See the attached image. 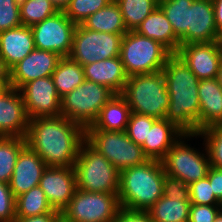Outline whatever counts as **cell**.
Instances as JSON below:
<instances>
[{
  "mask_svg": "<svg viewBox=\"0 0 222 222\" xmlns=\"http://www.w3.org/2000/svg\"><path fill=\"white\" fill-rule=\"evenodd\" d=\"M162 72L170 99L165 119L174 123L185 134H197L200 80L177 54H172L167 59Z\"/></svg>",
  "mask_w": 222,
  "mask_h": 222,
  "instance_id": "obj_2",
  "label": "cell"
},
{
  "mask_svg": "<svg viewBox=\"0 0 222 222\" xmlns=\"http://www.w3.org/2000/svg\"><path fill=\"white\" fill-rule=\"evenodd\" d=\"M61 216V213L54 211L52 213L41 214L37 216H30L25 218H16L14 222H56Z\"/></svg>",
  "mask_w": 222,
  "mask_h": 222,
  "instance_id": "obj_44",
  "label": "cell"
},
{
  "mask_svg": "<svg viewBox=\"0 0 222 222\" xmlns=\"http://www.w3.org/2000/svg\"><path fill=\"white\" fill-rule=\"evenodd\" d=\"M176 54L199 80L216 78L222 60V51L216 42L180 45Z\"/></svg>",
  "mask_w": 222,
  "mask_h": 222,
  "instance_id": "obj_16",
  "label": "cell"
},
{
  "mask_svg": "<svg viewBox=\"0 0 222 222\" xmlns=\"http://www.w3.org/2000/svg\"><path fill=\"white\" fill-rule=\"evenodd\" d=\"M22 25L15 0H0V32Z\"/></svg>",
  "mask_w": 222,
  "mask_h": 222,
  "instance_id": "obj_38",
  "label": "cell"
},
{
  "mask_svg": "<svg viewBox=\"0 0 222 222\" xmlns=\"http://www.w3.org/2000/svg\"><path fill=\"white\" fill-rule=\"evenodd\" d=\"M163 195L170 200L190 201L189 185L180 178L165 174Z\"/></svg>",
  "mask_w": 222,
  "mask_h": 222,
  "instance_id": "obj_39",
  "label": "cell"
},
{
  "mask_svg": "<svg viewBox=\"0 0 222 222\" xmlns=\"http://www.w3.org/2000/svg\"><path fill=\"white\" fill-rule=\"evenodd\" d=\"M74 169L77 189L119 193L120 171L86 140L81 144Z\"/></svg>",
  "mask_w": 222,
  "mask_h": 222,
  "instance_id": "obj_5",
  "label": "cell"
},
{
  "mask_svg": "<svg viewBox=\"0 0 222 222\" xmlns=\"http://www.w3.org/2000/svg\"><path fill=\"white\" fill-rule=\"evenodd\" d=\"M121 95L131 112L165 118L170 99L162 71L128 76Z\"/></svg>",
  "mask_w": 222,
  "mask_h": 222,
  "instance_id": "obj_4",
  "label": "cell"
},
{
  "mask_svg": "<svg viewBox=\"0 0 222 222\" xmlns=\"http://www.w3.org/2000/svg\"><path fill=\"white\" fill-rule=\"evenodd\" d=\"M190 201L170 200L164 195L147 211L153 222H189Z\"/></svg>",
  "mask_w": 222,
  "mask_h": 222,
  "instance_id": "obj_28",
  "label": "cell"
},
{
  "mask_svg": "<svg viewBox=\"0 0 222 222\" xmlns=\"http://www.w3.org/2000/svg\"><path fill=\"white\" fill-rule=\"evenodd\" d=\"M120 208L118 193L76 189L61 216L68 222H113Z\"/></svg>",
  "mask_w": 222,
  "mask_h": 222,
  "instance_id": "obj_9",
  "label": "cell"
},
{
  "mask_svg": "<svg viewBox=\"0 0 222 222\" xmlns=\"http://www.w3.org/2000/svg\"><path fill=\"white\" fill-rule=\"evenodd\" d=\"M34 49L31 27L20 25L0 32V57L10 69Z\"/></svg>",
  "mask_w": 222,
  "mask_h": 222,
  "instance_id": "obj_20",
  "label": "cell"
},
{
  "mask_svg": "<svg viewBox=\"0 0 222 222\" xmlns=\"http://www.w3.org/2000/svg\"><path fill=\"white\" fill-rule=\"evenodd\" d=\"M39 187L45 193L51 207L62 213L77 189L74 167L47 166Z\"/></svg>",
  "mask_w": 222,
  "mask_h": 222,
  "instance_id": "obj_14",
  "label": "cell"
},
{
  "mask_svg": "<svg viewBox=\"0 0 222 222\" xmlns=\"http://www.w3.org/2000/svg\"><path fill=\"white\" fill-rule=\"evenodd\" d=\"M199 131L222 120V87L216 78L201 79L198 85Z\"/></svg>",
  "mask_w": 222,
  "mask_h": 222,
  "instance_id": "obj_22",
  "label": "cell"
},
{
  "mask_svg": "<svg viewBox=\"0 0 222 222\" xmlns=\"http://www.w3.org/2000/svg\"><path fill=\"white\" fill-rule=\"evenodd\" d=\"M114 93L107 87L85 80L72 92L61 98V116L85 129L95 121L100 109Z\"/></svg>",
  "mask_w": 222,
  "mask_h": 222,
  "instance_id": "obj_7",
  "label": "cell"
},
{
  "mask_svg": "<svg viewBox=\"0 0 222 222\" xmlns=\"http://www.w3.org/2000/svg\"><path fill=\"white\" fill-rule=\"evenodd\" d=\"M123 36L124 34L97 32L79 24L73 34L69 57L82 66L118 57Z\"/></svg>",
  "mask_w": 222,
  "mask_h": 222,
  "instance_id": "obj_10",
  "label": "cell"
},
{
  "mask_svg": "<svg viewBox=\"0 0 222 222\" xmlns=\"http://www.w3.org/2000/svg\"><path fill=\"white\" fill-rule=\"evenodd\" d=\"M26 145L23 137L0 136V182L9 184L18 155Z\"/></svg>",
  "mask_w": 222,
  "mask_h": 222,
  "instance_id": "obj_31",
  "label": "cell"
},
{
  "mask_svg": "<svg viewBox=\"0 0 222 222\" xmlns=\"http://www.w3.org/2000/svg\"><path fill=\"white\" fill-rule=\"evenodd\" d=\"M193 1L194 0H159V7L165 13L179 40L187 33L189 9Z\"/></svg>",
  "mask_w": 222,
  "mask_h": 222,
  "instance_id": "obj_32",
  "label": "cell"
},
{
  "mask_svg": "<svg viewBox=\"0 0 222 222\" xmlns=\"http://www.w3.org/2000/svg\"><path fill=\"white\" fill-rule=\"evenodd\" d=\"M47 165L40 156L26 145L18 155L14 171L9 182L15 197L39 186L40 179Z\"/></svg>",
  "mask_w": 222,
  "mask_h": 222,
  "instance_id": "obj_19",
  "label": "cell"
},
{
  "mask_svg": "<svg viewBox=\"0 0 222 222\" xmlns=\"http://www.w3.org/2000/svg\"><path fill=\"white\" fill-rule=\"evenodd\" d=\"M185 133L167 119H157L141 147L148 159L162 160L171 146Z\"/></svg>",
  "mask_w": 222,
  "mask_h": 222,
  "instance_id": "obj_23",
  "label": "cell"
},
{
  "mask_svg": "<svg viewBox=\"0 0 222 222\" xmlns=\"http://www.w3.org/2000/svg\"><path fill=\"white\" fill-rule=\"evenodd\" d=\"M119 5L127 31H135L159 6V0H115Z\"/></svg>",
  "mask_w": 222,
  "mask_h": 222,
  "instance_id": "obj_30",
  "label": "cell"
},
{
  "mask_svg": "<svg viewBox=\"0 0 222 222\" xmlns=\"http://www.w3.org/2000/svg\"><path fill=\"white\" fill-rule=\"evenodd\" d=\"M135 32L160 42L172 54H176L180 48V40L159 6L145 18Z\"/></svg>",
  "mask_w": 222,
  "mask_h": 222,
  "instance_id": "obj_24",
  "label": "cell"
},
{
  "mask_svg": "<svg viewBox=\"0 0 222 222\" xmlns=\"http://www.w3.org/2000/svg\"><path fill=\"white\" fill-rule=\"evenodd\" d=\"M57 92L62 98L85 81L83 66L70 57H62L51 75Z\"/></svg>",
  "mask_w": 222,
  "mask_h": 222,
  "instance_id": "obj_27",
  "label": "cell"
},
{
  "mask_svg": "<svg viewBox=\"0 0 222 222\" xmlns=\"http://www.w3.org/2000/svg\"><path fill=\"white\" fill-rule=\"evenodd\" d=\"M218 205H190L189 222H214L219 213Z\"/></svg>",
  "mask_w": 222,
  "mask_h": 222,
  "instance_id": "obj_41",
  "label": "cell"
},
{
  "mask_svg": "<svg viewBox=\"0 0 222 222\" xmlns=\"http://www.w3.org/2000/svg\"><path fill=\"white\" fill-rule=\"evenodd\" d=\"M86 141L120 172L149 160L125 131L86 130Z\"/></svg>",
  "mask_w": 222,
  "mask_h": 222,
  "instance_id": "obj_8",
  "label": "cell"
},
{
  "mask_svg": "<svg viewBox=\"0 0 222 222\" xmlns=\"http://www.w3.org/2000/svg\"><path fill=\"white\" fill-rule=\"evenodd\" d=\"M16 197L9 184L0 182V222H14Z\"/></svg>",
  "mask_w": 222,
  "mask_h": 222,
  "instance_id": "obj_40",
  "label": "cell"
},
{
  "mask_svg": "<svg viewBox=\"0 0 222 222\" xmlns=\"http://www.w3.org/2000/svg\"><path fill=\"white\" fill-rule=\"evenodd\" d=\"M19 11L21 24L27 27H32L58 12L50 0H27Z\"/></svg>",
  "mask_w": 222,
  "mask_h": 222,
  "instance_id": "obj_33",
  "label": "cell"
},
{
  "mask_svg": "<svg viewBox=\"0 0 222 222\" xmlns=\"http://www.w3.org/2000/svg\"><path fill=\"white\" fill-rule=\"evenodd\" d=\"M76 26L64 11H58L31 27L35 48L55 52L61 57H69Z\"/></svg>",
  "mask_w": 222,
  "mask_h": 222,
  "instance_id": "obj_12",
  "label": "cell"
},
{
  "mask_svg": "<svg viewBox=\"0 0 222 222\" xmlns=\"http://www.w3.org/2000/svg\"><path fill=\"white\" fill-rule=\"evenodd\" d=\"M27 145L47 166L74 167L86 129L65 116L29 119Z\"/></svg>",
  "mask_w": 222,
  "mask_h": 222,
  "instance_id": "obj_1",
  "label": "cell"
},
{
  "mask_svg": "<svg viewBox=\"0 0 222 222\" xmlns=\"http://www.w3.org/2000/svg\"><path fill=\"white\" fill-rule=\"evenodd\" d=\"M28 125L20 90L11 86L0 89V136L25 138Z\"/></svg>",
  "mask_w": 222,
  "mask_h": 222,
  "instance_id": "obj_15",
  "label": "cell"
},
{
  "mask_svg": "<svg viewBox=\"0 0 222 222\" xmlns=\"http://www.w3.org/2000/svg\"><path fill=\"white\" fill-rule=\"evenodd\" d=\"M164 178L162 162L155 159L122 170L118 193L120 207L148 211L163 196Z\"/></svg>",
  "mask_w": 222,
  "mask_h": 222,
  "instance_id": "obj_3",
  "label": "cell"
},
{
  "mask_svg": "<svg viewBox=\"0 0 222 222\" xmlns=\"http://www.w3.org/2000/svg\"><path fill=\"white\" fill-rule=\"evenodd\" d=\"M217 30L222 29V0H212Z\"/></svg>",
  "mask_w": 222,
  "mask_h": 222,
  "instance_id": "obj_46",
  "label": "cell"
},
{
  "mask_svg": "<svg viewBox=\"0 0 222 222\" xmlns=\"http://www.w3.org/2000/svg\"><path fill=\"white\" fill-rule=\"evenodd\" d=\"M97 32L125 34L127 31L119 5L112 0L106 7L90 15L81 24Z\"/></svg>",
  "mask_w": 222,
  "mask_h": 222,
  "instance_id": "obj_26",
  "label": "cell"
},
{
  "mask_svg": "<svg viewBox=\"0 0 222 222\" xmlns=\"http://www.w3.org/2000/svg\"><path fill=\"white\" fill-rule=\"evenodd\" d=\"M131 108L121 94H114L86 130L126 131Z\"/></svg>",
  "mask_w": 222,
  "mask_h": 222,
  "instance_id": "obj_25",
  "label": "cell"
},
{
  "mask_svg": "<svg viewBox=\"0 0 222 222\" xmlns=\"http://www.w3.org/2000/svg\"><path fill=\"white\" fill-rule=\"evenodd\" d=\"M216 79L222 87V60L220 61V66H219V70H218Z\"/></svg>",
  "mask_w": 222,
  "mask_h": 222,
  "instance_id": "obj_48",
  "label": "cell"
},
{
  "mask_svg": "<svg viewBox=\"0 0 222 222\" xmlns=\"http://www.w3.org/2000/svg\"><path fill=\"white\" fill-rule=\"evenodd\" d=\"M27 0H15V4L20 8Z\"/></svg>",
  "mask_w": 222,
  "mask_h": 222,
  "instance_id": "obj_50",
  "label": "cell"
},
{
  "mask_svg": "<svg viewBox=\"0 0 222 222\" xmlns=\"http://www.w3.org/2000/svg\"><path fill=\"white\" fill-rule=\"evenodd\" d=\"M19 90L29 119L61 116V98L51 76L29 81Z\"/></svg>",
  "mask_w": 222,
  "mask_h": 222,
  "instance_id": "obj_13",
  "label": "cell"
},
{
  "mask_svg": "<svg viewBox=\"0 0 222 222\" xmlns=\"http://www.w3.org/2000/svg\"><path fill=\"white\" fill-rule=\"evenodd\" d=\"M172 53L160 42L135 31H128L121 41L120 58L128 76L162 71Z\"/></svg>",
  "mask_w": 222,
  "mask_h": 222,
  "instance_id": "obj_6",
  "label": "cell"
},
{
  "mask_svg": "<svg viewBox=\"0 0 222 222\" xmlns=\"http://www.w3.org/2000/svg\"><path fill=\"white\" fill-rule=\"evenodd\" d=\"M11 86V72L5 61L0 57V88Z\"/></svg>",
  "mask_w": 222,
  "mask_h": 222,
  "instance_id": "obj_45",
  "label": "cell"
},
{
  "mask_svg": "<svg viewBox=\"0 0 222 222\" xmlns=\"http://www.w3.org/2000/svg\"><path fill=\"white\" fill-rule=\"evenodd\" d=\"M218 208L220 213H222V199L219 201Z\"/></svg>",
  "mask_w": 222,
  "mask_h": 222,
  "instance_id": "obj_53",
  "label": "cell"
},
{
  "mask_svg": "<svg viewBox=\"0 0 222 222\" xmlns=\"http://www.w3.org/2000/svg\"><path fill=\"white\" fill-rule=\"evenodd\" d=\"M62 57L46 50L34 49L11 69V87L20 89L29 81L51 76Z\"/></svg>",
  "mask_w": 222,
  "mask_h": 222,
  "instance_id": "obj_17",
  "label": "cell"
},
{
  "mask_svg": "<svg viewBox=\"0 0 222 222\" xmlns=\"http://www.w3.org/2000/svg\"><path fill=\"white\" fill-rule=\"evenodd\" d=\"M217 36L212 0H194L189 9L188 30L180 45L216 42Z\"/></svg>",
  "mask_w": 222,
  "mask_h": 222,
  "instance_id": "obj_18",
  "label": "cell"
},
{
  "mask_svg": "<svg viewBox=\"0 0 222 222\" xmlns=\"http://www.w3.org/2000/svg\"><path fill=\"white\" fill-rule=\"evenodd\" d=\"M113 222H153L147 211L120 208Z\"/></svg>",
  "mask_w": 222,
  "mask_h": 222,
  "instance_id": "obj_42",
  "label": "cell"
},
{
  "mask_svg": "<svg viewBox=\"0 0 222 222\" xmlns=\"http://www.w3.org/2000/svg\"><path fill=\"white\" fill-rule=\"evenodd\" d=\"M204 137L210 166L222 169V125L215 124L199 131L195 136Z\"/></svg>",
  "mask_w": 222,
  "mask_h": 222,
  "instance_id": "obj_34",
  "label": "cell"
},
{
  "mask_svg": "<svg viewBox=\"0 0 222 222\" xmlns=\"http://www.w3.org/2000/svg\"><path fill=\"white\" fill-rule=\"evenodd\" d=\"M156 120L155 117L131 112L125 132L133 142L142 145L148 141L149 130Z\"/></svg>",
  "mask_w": 222,
  "mask_h": 222,
  "instance_id": "obj_36",
  "label": "cell"
},
{
  "mask_svg": "<svg viewBox=\"0 0 222 222\" xmlns=\"http://www.w3.org/2000/svg\"><path fill=\"white\" fill-rule=\"evenodd\" d=\"M189 195L191 204L197 205H218L219 201L216 199L211 188L208 177L202 178L198 181L192 182L189 185Z\"/></svg>",
  "mask_w": 222,
  "mask_h": 222,
  "instance_id": "obj_37",
  "label": "cell"
},
{
  "mask_svg": "<svg viewBox=\"0 0 222 222\" xmlns=\"http://www.w3.org/2000/svg\"><path fill=\"white\" fill-rule=\"evenodd\" d=\"M58 11H65L71 0H50Z\"/></svg>",
  "mask_w": 222,
  "mask_h": 222,
  "instance_id": "obj_47",
  "label": "cell"
},
{
  "mask_svg": "<svg viewBox=\"0 0 222 222\" xmlns=\"http://www.w3.org/2000/svg\"><path fill=\"white\" fill-rule=\"evenodd\" d=\"M111 1L112 0H71L64 12L73 23L79 25L90 15L106 7Z\"/></svg>",
  "mask_w": 222,
  "mask_h": 222,
  "instance_id": "obj_35",
  "label": "cell"
},
{
  "mask_svg": "<svg viewBox=\"0 0 222 222\" xmlns=\"http://www.w3.org/2000/svg\"><path fill=\"white\" fill-rule=\"evenodd\" d=\"M83 69L85 80L105 86L114 94H121L128 80L120 56L84 65Z\"/></svg>",
  "mask_w": 222,
  "mask_h": 222,
  "instance_id": "obj_21",
  "label": "cell"
},
{
  "mask_svg": "<svg viewBox=\"0 0 222 222\" xmlns=\"http://www.w3.org/2000/svg\"><path fill=\"white\" fill-rule=\"evenodd\" d=\"M194 137L195 134H184L171 146L161 160L165 174L180 178L188 185L207 176L210 168L209 156L205 147V154L186 145L182 138Z\"/></svg>",
  "mask_w": 222,
  "mask_h": 222,
  "instance_id": "obj_11",
  "label": "cell"
},
{
  "mask_svg": "<svg viewBox=\"0 0 222 222\" xmlns=\"http://www.w3.org/2000/svg\"><path fill=\"white\" fill-rule=\"evenodd\" d=\"M214 222H222V213H218V215L216 216Z\"/></svg>",
  "mask_w": 222,
  "mask_h": 222,
  "instance_id": "obj_51",
  "label": "cell"
},
{
  "mask_svg": "<svg viewBox=\"0 0 222 222\" xmlns=\"http://www.w3.org/2000/svg\"><path fill=\"white\" fill-rule=\"evenodd\" d=\"M56 222H68V221H66L62 216H60V217L56 220Z\"/></svg>",
  "mask_w": 222,
  "mask_h": 222,
  "instance_id": "obj_52",
  "label": "cell"
},
{
  "mask_svg": "<svg viewBox=\"0 0 222 222\" xmlns=\"http://www.w3.org/2000/svg\"><path fill=\"white\" fill-rule=\"evenodd\" d=\"M207 177L216 199L220 201L222 199V169L210 166Z\"/></svg>",
  "mask_w": 222,
  "mask_h": 222,
  "instance_id": "obj_43",
  "label": "cell"
},
{
  "mask_svg": "<svg viewBox=\"0 0 222 222\" xmlns=\"http://www.w3.org/2000/svg\"><path fill=\"white\" fill-rule=\"evenodd\" d=\"M216 43H217L219 49L222 51V29H220L218 31V36H217V39H216Z\"/></svg>",
  "mask_w": 222,
  "mask_h": 222,
  "instance_id": "obj_49",
  "label": "cell"
},
{
  "mask_svg": "<svg viewBox=\"0 0 222 222\" xmlns=\"http://www.w3.org/2000/svg\"><path fill=\"white\" fill-rule=\"evenodd\" d=\"M54 211L45 193L39 186L33 187L29 191L16 197V218L37 216Z\"/></svg>",
  "mask_w": 222,
  "mask_h": 222,
  "instance_id": "obj_29",
  "label": "cell"
}]
</instances>
